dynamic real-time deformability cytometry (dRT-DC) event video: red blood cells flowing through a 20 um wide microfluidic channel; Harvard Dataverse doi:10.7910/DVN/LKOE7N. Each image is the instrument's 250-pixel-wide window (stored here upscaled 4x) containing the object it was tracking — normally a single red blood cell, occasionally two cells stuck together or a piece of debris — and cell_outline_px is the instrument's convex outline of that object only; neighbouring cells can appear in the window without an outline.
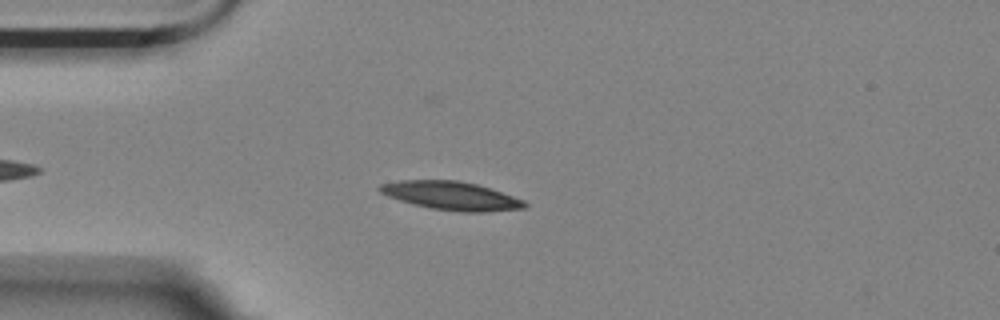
{"species": "Egyptian fruit bat (a non-hibernating species)", "species_latin": "Rousettus aegyptiacus", "temperature_condition": "room temperature", "stored_images_in_passage": 42, "camera_frame_rate_fps": 3000, "um_per_image_px": 0.085, "animal": {"sex": "female"}, "frame": {"image": 1, "passage_image": 4, "time_ms": 1.0, "image_size_px": [1000, 320], "cell_outline_px": [[528, 204], [524, 208], [484, 212], [460, 212], [432, 208], [412, 204], [388, 196], [380, 192], [376, 188], [380, 184], [400, 180], [456, 180], [476, 184], [524, 200]], "centroid_in_image_um": [38.32, 16.64], "position_along_channel_um": 46.7, "area_um2": 23.81}}
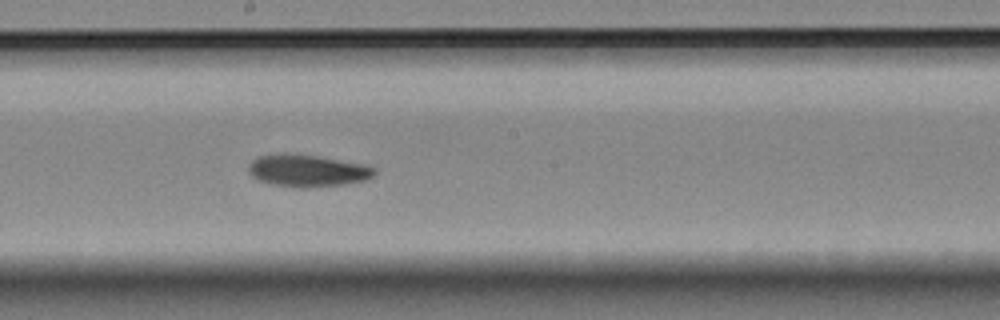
{"frame": {"image": 2, "passage_image": 20, "time_ms": 6.333, "image_size_px": [1000, 320], "cell_outline_px": [[376, 172], [372, 176], [364, 180], [344, 184], [308, 188], [292, 188], [272, 184], [260, 180], [252, 176], [248, 172], [248, 168], [252, 160], [260, 156], [284, 152], [316, 156], [368, 164], [376, 168]], "centroid_in_image_um": [26.14, 14.5], "position_along_channel_um": 222.1, "area_um2": 23.81}}
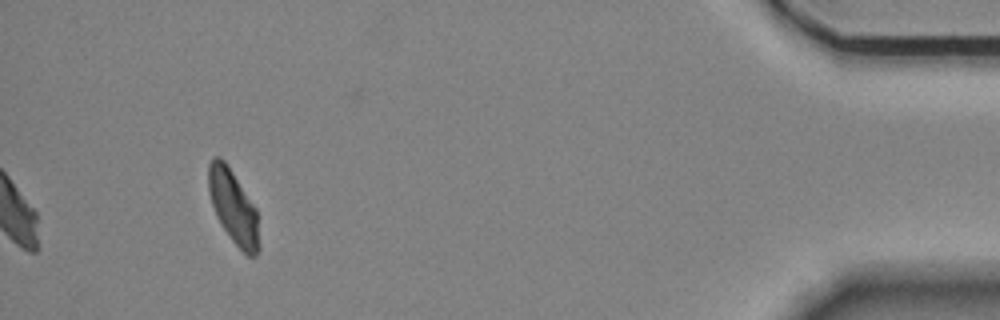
{"frame": {"image": 3, "passage_image": 42, "time_ms": 13.667, "image_size_px": [1000, 320], "cell_outline_px": [[260, 248], [256, 256], [248, 256], [232, 240], [220, 224], [216, 216], [208, 192], [208, 164], [216, 156], [220, 156], [224, 160], [256, 208], [260, 244]], "centroid_in_image_um": [19.83, 17.61], "position_along_channel_um": 415.4, "area_um2": 21.62}, "authors_computed_cell_mechanics": {"area_um2": 23.3512, "velocity_mm_per_s": 3.5363, "shape_relaxation_time_tau1_ms": 4.6889, "shape_relaxation_time_tau2_ms": 10.9274, "deformation_change_tau1": 0.1269, "deformation_change_tau2": 0.1843}}